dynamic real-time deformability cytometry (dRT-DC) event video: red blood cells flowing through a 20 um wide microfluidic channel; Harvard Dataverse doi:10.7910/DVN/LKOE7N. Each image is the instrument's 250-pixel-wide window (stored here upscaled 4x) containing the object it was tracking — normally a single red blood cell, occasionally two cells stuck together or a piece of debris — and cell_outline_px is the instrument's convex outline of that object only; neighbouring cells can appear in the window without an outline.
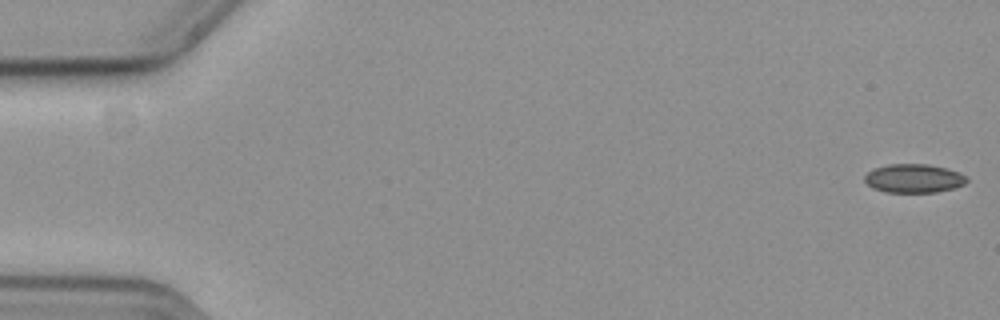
{"species": "common noctule bat (a hibernating species)", "species_latin": "Nyctalus noctula", "temperature_condition": "cold", "stored_images_in_passage": 58, "camera_frame_rate_fps": 3000, "um_per_image_px": 0.085, "animal": {"sex": "female", "body_mass_g": 19.3, "forearm_length_mm": 54.1}, "frame": {"image": 1, "passage_image": 1, "time_ms": 0.0, "image_size_px": [1000, 320], "cell_outline_px": [[968, 180], [964, 184], [952, 188], [936, 192], [888, 192], [872, 188], [864, 180], [864, 176], [872, 168], [888, 164], [928, 164], [948, 168], [960, 172]], "centroid_in_image_um": [77.65, 15.15], "position_along_channel_um": 7.3, "area_um2": 17.11}}
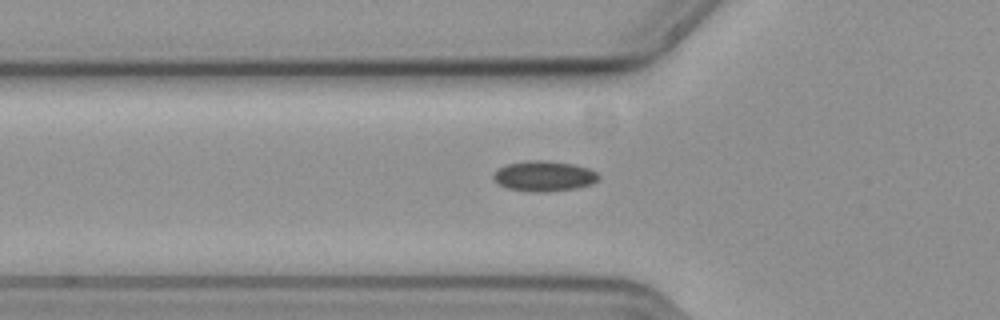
{"frame": {"image": 2, "passage_image": 20, "time_ms": 6.333, "image_size_px": [1000, 320], "cell_outline_px": [[600, 180], [592, 184], [576, 188], [548, 192], [528, 192], [508, 188], [492, 180], [492, 176], [496, 168], [508, 164], [532, 160], [544, 160], [572, 164], [588, 168], [596, 172], [600, 176]], "centroid_in_image_um": [46.24, 14.98], "position_along_channel_um": 79.6, "area_um2": 18.79}}
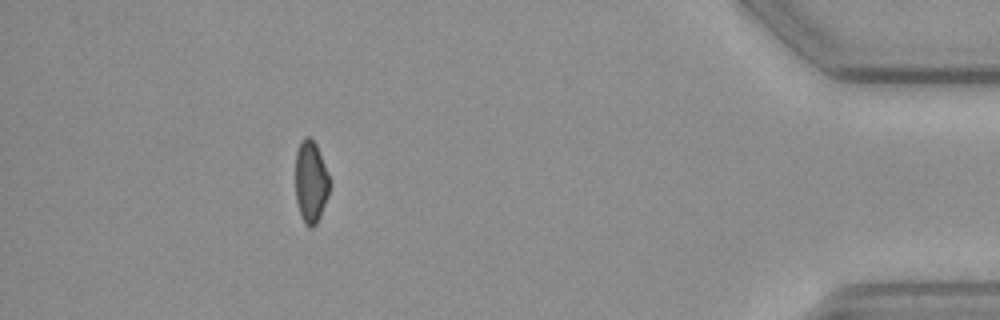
{"frame": {"image": 3, "passage_image": 52, "time_ms": 17.0, "image_size_px": [1000, 320], "cell_outline_px": [[328, 196], [320, 216], [316, 224], [312, 228], [308, 228], [304, 224], [300, 216], [296, 200], [296, 152], [300, 140], [304, 136], [308, 136], [316, 144], [328, 172]], "centroid_in_image_um": [26.4, 15.47], "position_along_channel_um": 408.8, "area_um2": 16.36}, "authors_computed_cell_mechanics": {"area_um2": 17.4267, "velocity_mm_per_s": 3.6252, "shape_relaxation_time_tau1_ms": null, "shape_relaxation_time_tau2_ms": 6.6675, "deformation_change_tau1": null, "deformation_change_tau2": 0.1136}}